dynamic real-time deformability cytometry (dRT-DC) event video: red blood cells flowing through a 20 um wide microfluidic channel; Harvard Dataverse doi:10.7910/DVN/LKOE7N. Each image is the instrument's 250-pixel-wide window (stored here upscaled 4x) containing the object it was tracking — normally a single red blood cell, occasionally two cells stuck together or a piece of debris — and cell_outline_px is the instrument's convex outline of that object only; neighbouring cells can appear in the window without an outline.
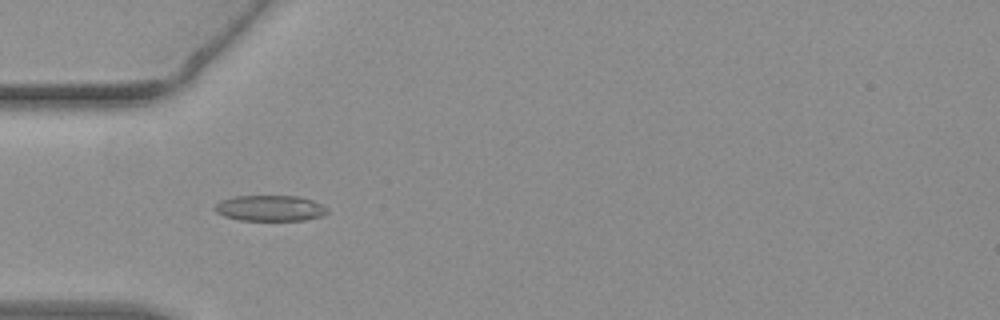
{"species": "common noctule bat (a hibernating species)", "species_latin": "Nyctalus noctula", "temperature_condition": "warm", "stored_images_in_passage": 51, "camera_frame_rate_fps": 3000, "um_per_image_px": 0.085, "animal": {"sex": "female", "body_mass_g": 19.3, "forearm_length_mm": 54.1}, "frame": {"image": 1, "passage_image": 14, "time_ms": 4.333, "image_size_px": [1000, 320], "cell_outline_px": [[328, 212], [320, 216], [304, 220], [240, 220], [224, 216], [216, 212], [212, 208], [220, 200], [232, 196], [300, 196], [312, 200], [328, 208]], "centroid_in_image_um": [22.92, 17.69], "position_along_channel_um": 62.1, "area_um2": 16.94}}
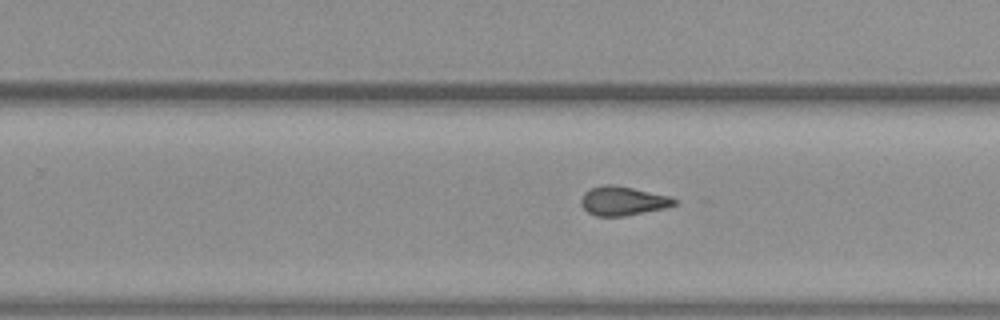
{"frame": {"image": 2, "passage_image": 31, "time_ms": 10.0, "image_size_px": [1000, 320], "cell_outline_px": [[676, 204], [668, 208], [624, 216], [596, 216], [588, 212], [580, 204], [580, 200], [584, 192], [592, 188], [604, 184], [612, 184], [632, 188], [668, 196], [676, 200]], "centroid_in_image_um": [52.92, 17.09], "position_along_channel_um": 276.9, "area_um2": 15.72}}
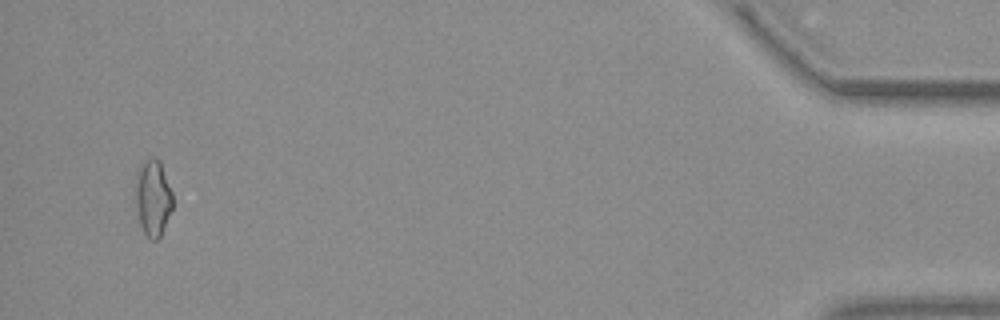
{"frame": {"image": 3, "passage_image": 49, "time_ms": 16.0, "image_size_px": [1000, 320], "cell_outline_px": [[172, 208], [160, 236], [156, 240], [152, 240], [144, 232], [140, 224], [136, 208], [136, 172], [140, 164], [144, 160], [152, 156], [156, 156], [160, 160], [172, 192]], "centroid_in_image_um": [12.99, 16.75], "position_along_channel_um": 422.2, "area_um2": 16.53}, "authors_computed_cell_mechanics": {"area_um2": 15.9528, "velocity_mm_per_s": 3.816, "shape_relaxation_time_tau1_ms": null, "shape_relaxation_time_tau2_ms": 1.742, "deformation_change_tau1": null, "deformation_change_tau2": 0.0905}}